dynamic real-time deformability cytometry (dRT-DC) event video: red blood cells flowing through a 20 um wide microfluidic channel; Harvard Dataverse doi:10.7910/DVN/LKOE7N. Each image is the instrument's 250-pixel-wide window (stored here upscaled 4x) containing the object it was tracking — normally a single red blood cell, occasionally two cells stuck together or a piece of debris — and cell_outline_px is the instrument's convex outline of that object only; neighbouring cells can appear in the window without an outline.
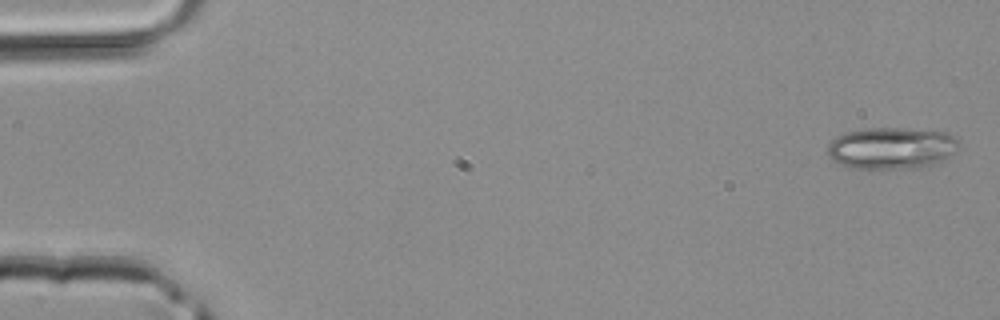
{"species": "common noctule bat (a hibernating species)", "species_latin": "Nyctalus noctula", "temperature_condition": "room temperature", "stored_images_in_passage": 12, "camera_frame_rate_fps": 3000, "um_per_image_px": 0.085, "animal": {"sex": "male", "body_mass_g": 20.4}, "frame": {"image": 1, "passage_image": 1, "time_ms": 0.0, "image_size_px": [1000, 320], "cell_outline_px": [[960, 140], [948, 156], [940, 160], [916, 168], [856, 168], [832, 160], [828, 156], [828, 144], [836, 136], [844, 132], [864, 128], [904, 128], [944, 132]], "centroid_in_image_um": [75.7, 12.56], "position_along_channel_um": 9.3, "area_um2": 31.33}}